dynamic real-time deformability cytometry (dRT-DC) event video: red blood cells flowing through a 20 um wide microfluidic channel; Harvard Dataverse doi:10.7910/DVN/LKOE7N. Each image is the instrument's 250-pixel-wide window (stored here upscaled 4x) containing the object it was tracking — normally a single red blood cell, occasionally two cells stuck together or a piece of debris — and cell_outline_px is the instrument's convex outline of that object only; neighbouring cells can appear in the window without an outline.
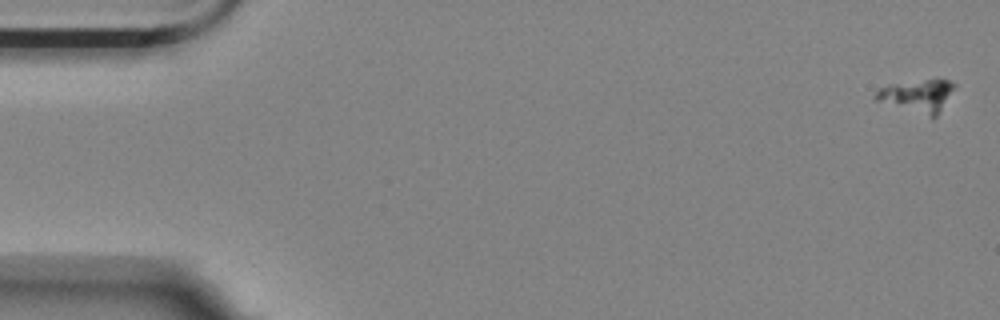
{"species": "Egyptian fruit bat (a non-hibernating species)", "species_latin": "Rousettus aegyptiacus", "temperature_condition": "room temperature", "stored_images_in_passage": 7, "camera_frame_rate_fps": 3000, "um_per_image_px": 0.085, "animal": {"sex": "female"}, "frame": {"image": 1, "passage_image": 1, "time_ms": 0.0, "image_size_px": [1000, 320], "cell_outline_px": [[956, 84], [936, 116], [932, 120], [876, 100], [872, 96], [880, 88], [888, 84], [924, 80], [948, 80]], "centroid_in_image_um": [77.93, 8.18], "position_along_channel_um": 7.1, "area_um2": 14.97}}
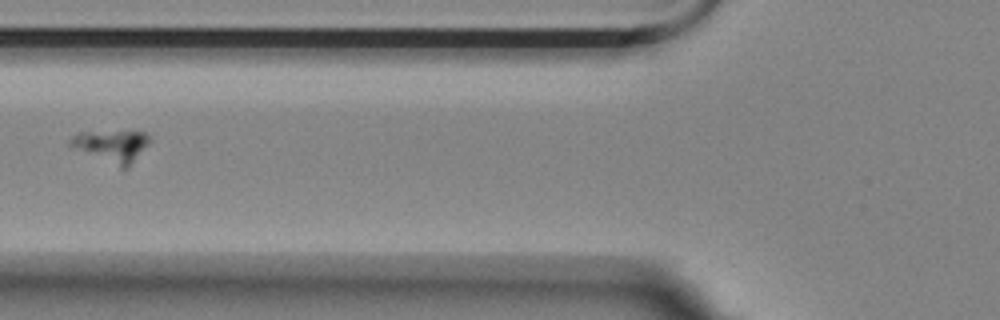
{"frame": {"image": 2, "passage_image": 7, "time_ms": 7.0, "image_size_px": [1000, 320], "cell_outline_px": [[148, 140], [128, 168], [120, 168], [68, 144], [68, 140], [72, 136], [80, 132], [148, 132]], "centroid_in_image_um": [9.45, 12.4], "position_along_channel_um": 116.3, "area_um2": 13.99}}